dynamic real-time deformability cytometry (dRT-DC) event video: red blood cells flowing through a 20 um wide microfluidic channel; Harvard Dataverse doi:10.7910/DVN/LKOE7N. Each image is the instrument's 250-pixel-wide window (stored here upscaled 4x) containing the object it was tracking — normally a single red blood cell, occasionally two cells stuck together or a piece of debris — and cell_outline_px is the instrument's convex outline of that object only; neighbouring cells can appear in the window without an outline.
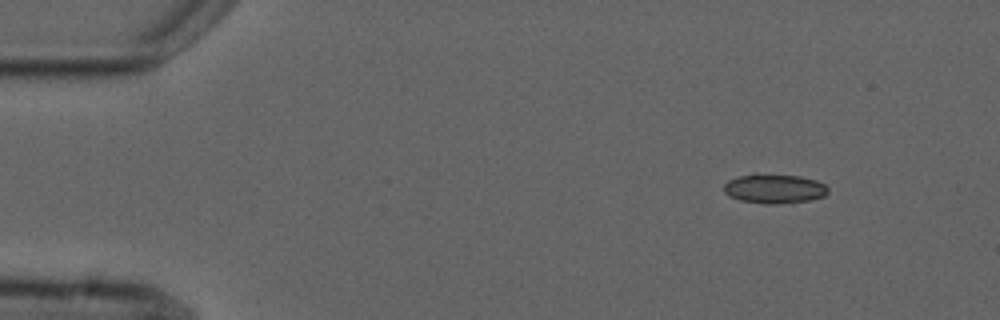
{"species": "common noctule bat (a hibernating species)", "species_latin": "Nyctalus noctula", "temperature_condition": "cold", "stored_images_in_passage": 3, "camera_frame_rate_fps": 3000, "um_per_image_px": 0.085, "animal": {"sex": "male", "forearm_length_mm": 52.5}, "frame": {"image": 1, "passage_image": 1, "time_ms": 0.0, "image_size_px": [1000, 320], "cell_outline_px": [[828, 192], [824, 196], [808, 200], [776, 204], [764, 204], [740, 200], [724, 192], [724, 184], [728, 180], [736, 176], [752, 172], [756, 172], [800, 176], [816, 180], [824, 184], [828, 188]], "centroid_in_image_um": [65.78, 16.0], "position_along_channel_um": 19.2, "area_um2": 18.15}}